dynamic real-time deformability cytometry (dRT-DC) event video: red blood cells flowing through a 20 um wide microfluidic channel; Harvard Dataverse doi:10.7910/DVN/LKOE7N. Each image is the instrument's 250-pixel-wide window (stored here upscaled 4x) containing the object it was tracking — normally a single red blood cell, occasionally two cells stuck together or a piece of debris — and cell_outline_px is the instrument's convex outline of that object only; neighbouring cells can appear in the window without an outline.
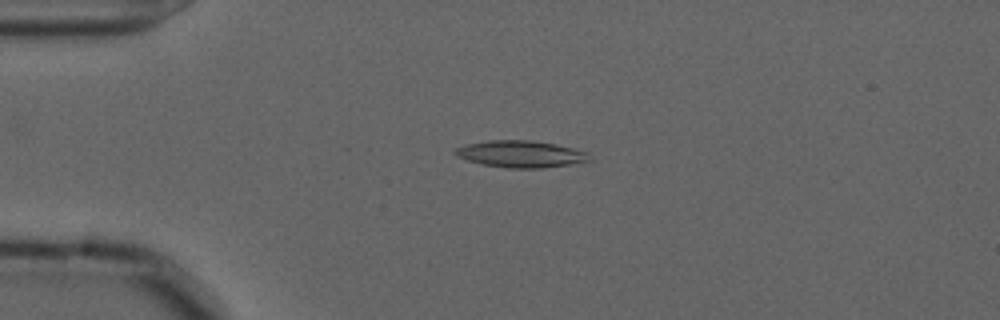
{"species": "common noctule bat (a hibernating species)", "species_latin": "Nyctalus noctula", "temperature_condition": "cold", "stored_images_in_passage": 56, "camera_frame_rate_fps": 3000, "um_per_image_px": 0.085, "animal": {"sex": "male", "forearm_length_mm": 52.5}, "frame": {"image": 1, "passage_image": 13, "time_ms": 4.0, "image_size_px": [1000, 320], "cell_outline_px": [[596, 160], [544, 168], [508, 168], [480, 164], [456, 156], [452, 152], [456, 148], [464, 144], [488, 140], [532, 140], [556, 144], [588, 152]], "centroid_in_image_um": [44.29, 13.09], "position_along_channel_um": 40.7, "area_um2": 21.33}}
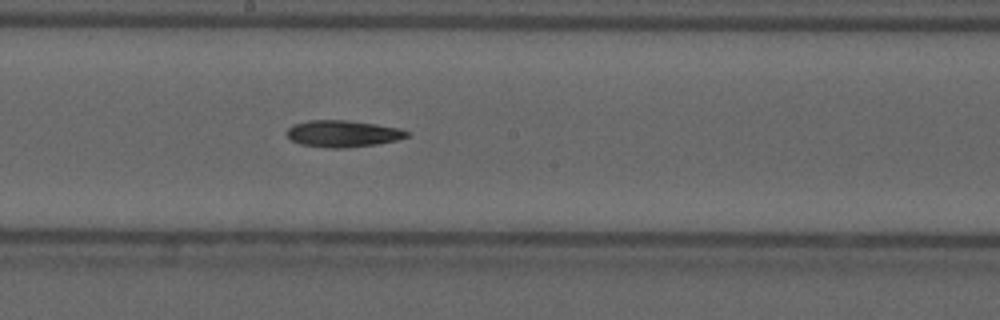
{"frame": {"image": 2, "passage_image": 30, "time_ms": 9.667, "image_size_px": [1000, 320], "cell_outline_px": [[412, 132], [408, 136], [396, 140], [376, 144], [344, 148], [328, 148], [300, 144], [292, 140], [288, 136], [288, 128], [292, 124], [308, 120], [344, 120], [376, 124], [400, 128]], "centroid_in_image_um": [29.16, 11.36], "position_along_channel_um": 219.0, "area_um2": 18.67}}
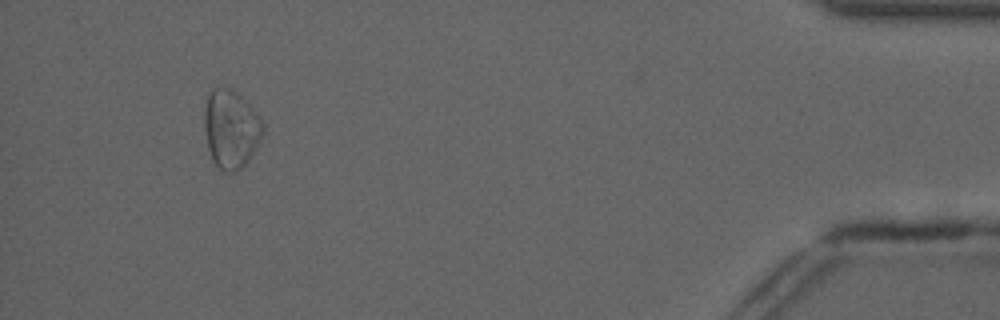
{"frame": {"image": 3, "passage_image": 52, "time_ms": 17.0, "image_size_px": [1000, 320], "cell_outline_px": [[264, 132], [252, 156], [236, 172], [224, 172], [212, 160], [208, 148], [204, 128], [204, 112], [208, 96], [212, 88], [232, 88], [260, 116], [264, 124]], "centroid_in_image_um": [19.64, 10.97], "position_along_channel_um": 415.6, "area_um2": 26.7}, "authors_computed_cell_mechanics": {"area_um2": 19.8543, "velocity_mm_per_s": 3.6271, "shape_relaxation_time_tau1_ms": 6.3287, "shape_relaxation_time_tau2_ms": null, "deformation_change_tau1": 0.1261, "deformation_change_tau2": null}}